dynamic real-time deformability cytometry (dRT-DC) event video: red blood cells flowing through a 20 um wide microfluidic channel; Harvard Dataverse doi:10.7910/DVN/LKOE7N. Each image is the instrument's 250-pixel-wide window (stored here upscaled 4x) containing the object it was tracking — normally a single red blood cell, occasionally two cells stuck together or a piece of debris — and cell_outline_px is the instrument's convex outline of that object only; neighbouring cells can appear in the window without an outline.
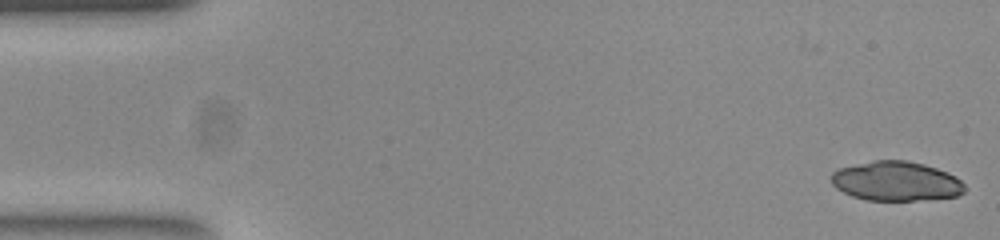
{"species": "common noctule bat (a hibernating species)", "species_latin": "Nyctalus noctula", "temperature_condition": "room temperature", "stored_images_in_passage": 4, "camera_frame_rate_fps": 3000, "um_per_image_px": 0.085, "animal": {"sex": "female", "body_mass_g": 23.0, "forearm_length_mm": 53.4}, "frame": {"image": 1, "passage_image": 4, "time_ms": 1.0, "image_size_px": [1000, 240], "cell_outline_px": [[968, 188], [964, 192], [956, 196], [912, 200], [868, 200], [852, 196], [836, 188], [832, 184], [832, 172], [840, 168], [872, 160], [908, 160], [924, 164], [948, 172], [956, 176]], "centroid_in_image_um": [76.19, 15.39], "position_along_channel_um": 8.8, "area_um2": 30.63}}